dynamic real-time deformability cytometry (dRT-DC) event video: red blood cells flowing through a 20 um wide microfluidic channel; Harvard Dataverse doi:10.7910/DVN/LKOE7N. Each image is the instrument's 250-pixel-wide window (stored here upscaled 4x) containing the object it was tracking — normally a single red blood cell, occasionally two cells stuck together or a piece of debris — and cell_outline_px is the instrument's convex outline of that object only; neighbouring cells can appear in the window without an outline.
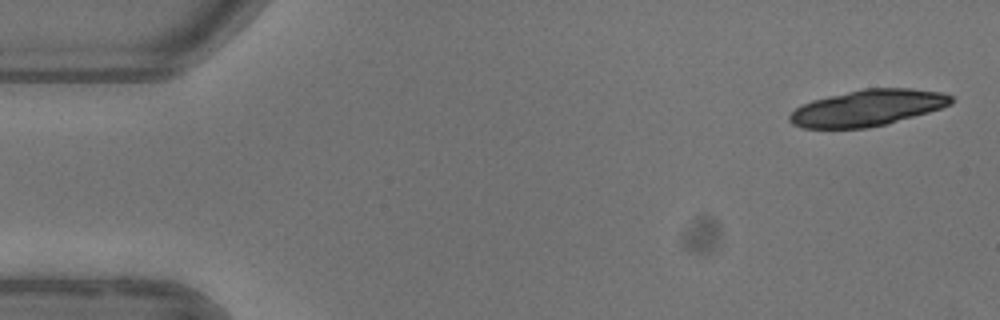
{"species": "common noctule bat (a hibernating species)", "species_latin": "Nyctalus noctula", "temperature_condition": "warm", "stored_images_in_passage": 4, "camera_frame_rate_fps": 3000, "um_per_image_px": 0.085, "animal": {"sex": "female"}, "frame": {"image": 1, "passage_image": 1, "time_ms": 0.0, "image_size_px": [1000, 320], "cell_outline_px": [[952, 104], [928, 112], [884, 124], [864, 128], [804, 128], [792, 124], [788, 120], [788, 116], [796, 108], [812, 100], [828, 96], [864, 88], [912, 88], [940, 92], [952, 96]], "centroid_in_image_um": [73.72, 9.16], "position_along_channel_um": 11.3, "area_um2": 33.76}}
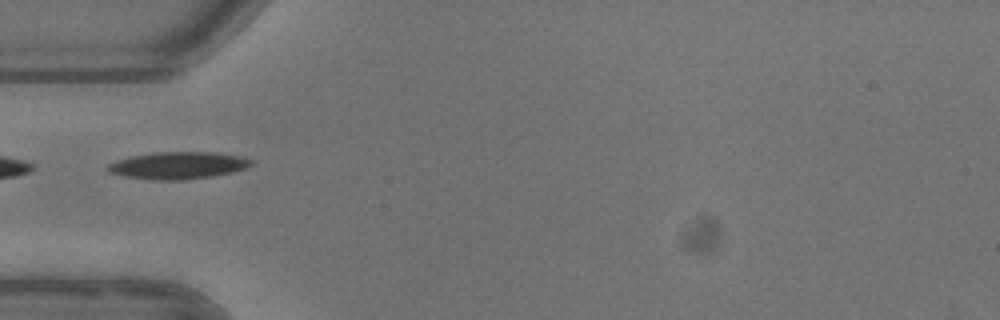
{"frame": {"image": 2, "passage_image": 4, "time_ms": 5.0, "image_size_px": [1000, 320], "cell_outline_px": [[252, 164], [248, 168], [232, 172], [212, 176], [184, 180], [152, 180], [124, 176], [108, 172], [108, 164], [116, 160], [132, 156], [152, 152], [216, 152], [240, 156], [252, 160]], "centroid_in_image_um": [15.14, 14.06], "position_along_channel_um": 69.9, "area_um2": 22.77}}